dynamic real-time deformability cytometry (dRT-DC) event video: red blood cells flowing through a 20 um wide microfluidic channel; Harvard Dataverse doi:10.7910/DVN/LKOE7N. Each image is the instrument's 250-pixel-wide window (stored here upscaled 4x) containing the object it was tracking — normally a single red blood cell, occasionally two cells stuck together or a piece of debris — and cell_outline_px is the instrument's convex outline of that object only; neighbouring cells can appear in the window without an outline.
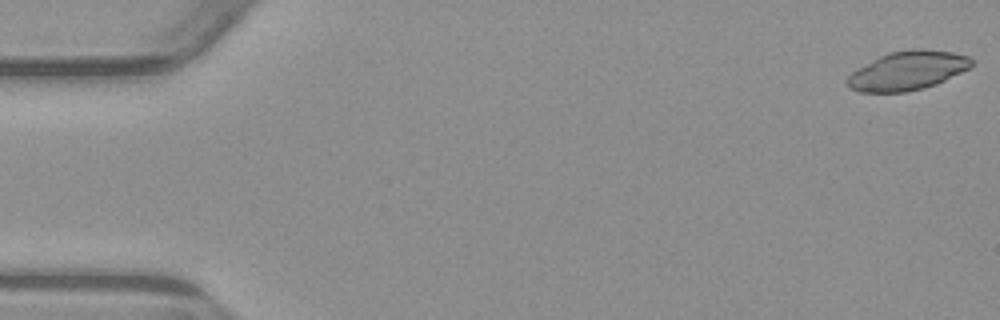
{"species": "common noctule bat (a hibernating species)", "species_latin": "Nyctalus noctula", "temperature_condition": "warm", "stored_images_in_passage": 5, "camera_frame_rate_fps": 3000, "um_per_image_px": 0.085, "animal": {"sex": "male", "body_mass_g": 23.1, "forearm_length_mm": 52.7}, "frame": {"image": 1, "passage_image": 1, "time_ms": 0.0, "image_size_px": [1000, 320], "cell_outline_px": [[972, 64], [968, 68], [936, 84], [924, 88], [908, 92], [860, 92], [852, 88], [848, 84], [848, 76], [852, 72], [880, 56], [888, 52], [916, 48], [920, 48], [952, 52], [968, 56], [972, 60]], "centroid_in_image_um": [77.15, 6.0], "position_along_channel_um": 7.8, "area_um2": 27.74}}